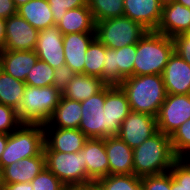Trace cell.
<instances>
[{"instance_id":"50","label":"cell","mask_w":190,"mask_h":190,"mask_svg":"<svg viewBox=\"0 0 190 190\" xmlns=\"http://www.w3.org/2000/svg\"><path fill=\"white\" fill-rule=\"evenodd\" d=\"M178 3H181L183 6L190 8V0H176Z\"/></svg>"},{"instance_id":"8","label":"cell","mask_w":190,"mask_h":190,"mask_svg":"<svg viewBox=\"0 0 190 190\" xmlns=\"http://www.w3.org/2000/svg\"><path fill=\"white\" fill-rule=\"evenodd\" d=\"M106 97V85L96 94L81 101L82 119L79 130L87 138L107 137L106 109H103Z\"/></svg>"},{"instance_id":"35","label":"cell","mask_w":190,"mask_h":190,"mask_svg":"<svg viewBox=\"0 0 190 190\" xmlns=\"http://www.w3.org/2000/svg\"><path fill=\"white\" fill-rule=\"evenodd\" d=\"M21 124L17 110L0 103V133L10 134Z\"/></svg>"},{"instance_id":"19","label":"cell","mask_w":190,"mask_h":190,"mask_svg":"<svg viewBox=\"0 0 190 190\" xmlns=\"http://www.w3.org/2000/svg\"><path fill=\"white\" fill-rule=\"evenodd\" d=\"M81 151L83 152V163H86L87 176L92 181H98L109 175L105 138H88Z\"/></svg>"},{"instance_id":"24","label":"cell","mask_w":190,"mask_h":190,"mask_svg":"<svg viewBox=\"0 0 190 190\" xmlns=\"http://www.w3.org/2000/svg\"><path fill=\"white\" fill-rule=\"evenodd\" d=\"M81 119V102L61 96L58 106L43 128L78 129Z\"/></svg>"},{"instance_id":"1","label":"cell","mask_w":190,"mask_h":190,"mask_svg":"<svg viewBox=\"0 0 190 190\" xmlns=\"http://www.w3.org/2000/svg\"><path fill=\"white\" fill-rule=\"evenodd\" d=\"M177 158L170 136L157 131L133 149L134 175L144 177L168 172Z\"/></svg>"},{"instance_id":"4","label":"cell","mask_w":190,"mask_h":190,"mask_svg":"<svg viewBox=\"0 0 190 190\" xmlns=\"http://www.w3.org/2000/svg\"><path fill=\"white\" fill-rule=\"evenodd\" d=\"M62 92L53 85L32 87L27 85L20 107L19 120L28 124H46L58 106Z\"/></svg>"},{"instance_id":"16","label":"cell","mask_w":190,"mask_h":190,"mask_svg":"<svg viewBox=\"0 0 190 190\" xmlns=\"http://www.w3.org/2000/svg\"><path fill=\"white\" fill-rule=\"evenodd\" d=\"M166 94H190V64L176 52L170 56L163 71Z\"/></svg>"},{"instance_id":"31","label":"cell","mask_w":190,"mask_h":190,"mask_svg":"<svg viewBox=\"0 0 190 190\" xmlns=\"http://www.w3.org/2000/svg\"><path fill=\"white\" fill-rule=\"evenodd\" d=\"M101 190H144L141 177L131 175H108L97 181Z\"/></svg>"},{"instance_id":"39","label":"cell","mask_w":190,"mask_h":190,"mask_svg":"<svg viewBox=\"0 0 190 190\" xmlns=\"http://www.w3.org/2000/svg\"><path fill=\"white\" fill-rule=\"evenodd\" d=\"M174 52L190 64V34L183 33L173 37Z\"/></svg>"},{"instance_id":"25","label":"cell","mask_w":190,"mask_h":190,"mask_svg":"<svg viewBox=\"0 0 190 190\" xmlns=\"http://www.w3.org/2000/svg\"><path fill=\"white\" fill-rule=\"evenodd\" d=\"M56 26L63 35L69 33L95 32L96 22L88 6L68 10Z\"/></svg>"},{"instance_id":"9","label":"cell","mask_w":190,"mask_h":190,"mask_svg":"<svg viewBox=\"0 0 190 190\" xmlns=\"http://www.w3.org/2000/svg\"><path fill=\"white\" fill-rule=\"evenodd\" d=\"M190 119V94L166 95L156 116L157 129L171 136L183 123Z\"/></svg>"},{"instance_id":"15","label":"cell","mask_w":190,"mask_h":190,"mask_svg":"<svg viewBox=\"0 0 190 190\" xmlns=\"http://www.w3.org/2000/svg\"><path fill=\"white\" fill-rule=\"evenodd\" d=\"M87 139L79 129L44 128L43 151L77 153Z\"/></svg>"},{"instance_id":"11","label":"cell","mask_w":190,"mask_h":190,"mask_svg":"<svg viewBox=\"0 0 190 190\" xmlns=\"http://www.w3.org/2000/svg\"><path fill=\"white\" fill-rule=\"evenodd\" d=\"M5 21V37L1 50H35L39 30L31 26L18 14L7 18Z\"/></svg>"},{"instance_id":"42","label":"cell","mask_w":190,"mask_h":190,"mask_svg":"<svg viewBox=\"0 0 190 190\" xmlns=\"http://www.w3.org/2000/svg\"><path fill=\"white\" fill-rule=\"evenodd\" d=\"M0 190H33L31 182L1 184Z\"/></svg>"},{"instance_id":"51","label":"cell","mask_w":190,"mask_h":190,"mask_svg":"<svg viewBox=\"0 0 190 190\" xmlns=\"http://www.w3.org/2000/svg\"><path fill=\"white\" fill-rule=\"evenodd\" d=\"M0 186H1V169H0Z\"/></svg>"},{"instance_id":"32","label":"cell","mask_w":190,"mask_h":190,"mask_svg":"<svg viewBox=\"0 0 190 190\" xmlns=\"http://www.w3.org/2000/svg\"><path fill=\"white\" fill-rule=\"evenodd\" d=\"M55 69L46 62L38 59L28 73L25 83L32 87H46L53 85Z\"/></svg>"},{"instance_id":"20","label":"cell","mask_w":190,"mask_h":190,"mask_svg":"<svg viewBox=\"0 0 190 190\" xmlns=\"http://www.w3.org/2000/svg\"><path fill=\"white\" fill-rule=\"evenodd\" d=\"M105 150L108 157L109 175L134 174L133 149L118 136L105 138Z\"/></svg>"},{"instance_id":"5","label":"cell","mask_w":190,"mask_h":190,"mask_svg":"<svg viewBox=\"0 0 190 190\" xmlns=\"http://www.w3.org/2000/svg\"><path fill=\"white\" fill-rule=\"evenodd\" d=\"M44 148L42 124L22 123L8 134L7 145L0 157V169L23 158L38 156Z\"/></svg>"},{"instance_id":"46","label":"cell","mask_w":190,"mask_h":190,"mask_svg":"<svg viewBox=\"0 0 190 190\" xmlns=\"http://www.w3.org/2000/svg\"><path fill=\"white\" fill-rule=\"evenodd\" d=\"M190 171V153L177 158Z\"/></svg>"},{"instance_id":"33","label":"cell","mask_w":190,"mask_h":190,"mask_svg":"<svg viewBox=\"0 0 190 190\" xmlns=\"http://www.w3.org/2000/svg\"><path fill=\"white\" fill-rule=\"evenodd\" d=\"M170 140L177 157L190 153V119L170 136Z\"/></svg>"},{"instance_id":"47","label":"cell","mask_w":190,"mask_h":190,"mask_svg":"<svg viewBox=\"0 0 190 190\" xmlns=\"http://www.w3.org/2000/svg\"><path fill=\"white\" fill-rule=\"evenodd\" d=\"M171 190H190V189H188L187 187H183L171 175Z\"/></svg>"},{"instance_id":"34","label":"cell","mask_w":190,"mask_h":190,"mask_svg":"<svg viewBox=\"0 0 190 190\" xmlns=\"http://www.w3.org/2000/svg\"><path fill=\"white\" fill-rule=\"evenodd\" d=\"M33 190H64L65 185L46 167L31 181Z\"/></svg>"},{"instance_id":"2","label":"cell","mask_w":190,"mask_h":190,"mask_svg":"<svg viewBox=\"0 0 190 190\" xmlns=\"http://www.w3.org/2000/svg\"><path fill=\"white\" fill-rule=\"evenodd\" d=\"M119 86L127 95L131 111L154 117L167 95L162 75L130 76Z\"/></svg>"},{"instance_id":"18","label":"cell","mask_w":190,"mask_h":190,"mask_svg":"<svg viewBox=\"0 0 190 190\" xmlns=\"http://www.w3.org/2000/svg\"><path fill=\"white\" fill-rule=\"evenodd\" d=\"M148 31H156L162 17L158 0H124V14Z\"/></svg>"},{"instance_id":"48","label":"cell","mask_w":190,"mask_h":190,"mask_svg":"<svg viewBox=\"0 0 190 190\" xmlns=\"http://www.w3.org/2000/svg\"><path fill=\"white\" fill-rule=\"evenodd\" d=\"M29 1L30 0H13L14 5H15L16 8L20 7L21 5L26 4Z\"/></svg>"},{"instance_id":"40","label":"cell","mask_w":190,"mask_h":190,"mask_svg":"<svg viewBox=\"0 0 190 190\" xmlns=\"http://www.w3.org/2000/svg\"><path fill=\"white\" fill-rule=\"evenodd\" d=\"M169 171L178 183L190 189V171L178 159L173 163Z\"/></svg>"},{"instance_id":"49","label":"cell","mask_w":190,"mask_h":190,"mask_svg":"<svg viewBox=\"0 0 190 190\" xmlns=\"http://www.w3.org/2000/svg\"><path fill=\"white\" fill-rule=\"evenodd\" d=\"M159 4L164 7L166 5L172 4L173 2H175L176 0H158Z\"/></svg>"},{"instance_id":"41","label":"cell","mask_w":190,"mask_h":190,"mask_svg":"<svg viewBox=\"0 0 190 190\" xmlns=\"http://www.w3.org/2000/svg\"><path fill=\"white\" fill-rule=\"evenodd\" d=\"M16 14L17 8L13 0H0V19L6 20Z\"/></svg>"},{"instance_id":"23","label":"cell","mask_w":190,"mask_h":190,"mask_svg":"<svg viewBox=\"0 0 190 190\" xmlns=\"http://www.w3.org/2000/svg\"><path fill=\"white\" fill-rule=\"evenodd\" d=\"M37 61L34 50L0 51V69L23 82Z\"/></svg>"},{"instance_id":"36","label":"cell","mask_w":190,"mask_h":190,"mask_svg":"<svg viewBox=\"0 0 190 190\" xmlns=\"http://www.w3.org/2000/svg\"><path fill=\"white\" fill-rule=\"evenodd\" d=\"M50 5L55 25L61 21L62 16L68 10L75 9L82 6H88L87 0H47Z\"/></svg>"},{"instance_id":"43","label":"cell","mask_w":190,"mask_h":190,"mask_svg":"<svg viewBox=\"0 0 190 190\" xmlns=\"http://www.w3.org/2000/svg\"><path fill=\"white\" fill-rule=\"evenodd\" d=\"M64 190H97V181H91L84 184L66 185Z\"/></svg>"},{"instance_id":"17","label":"cell","mask_w":190,"mask_h":190,"mask_svg":"<svg viewBox=\"0 0 190 190\" xmlns=\"http://www.w3.org/2000/svg\"><path fill=\"white\" fill-rule=\"evenodd\" d=\"M95 38V32L63 35L65 64L76 74H84L86 51Z\"/></svg>"},{"instance_id":"45","label":"cell","mask_w":190,"mask_h":190,"mask_svg":"<svg viewBox=\"0 0 190 190\" xmlns=\"http://www.w3.org/2000/svg\"><path fill=\"white\" fill-rule=\"evenodd\" d=\"M5 21L3 19H0V51L4 44V37H5Z\"/></svg>"},{"instance_id":"14","label":"cell","mask_w":190,"mask_h":190,"mask_svg":"<svg viewBox=\"0 0 190 190\" xmlns=\"http://www.w3.org/2000/svg\"><path fill=\"white\" fill-rule=\"evenodd\" d=\"M38 59L56 69L65 64L63 34L56 25L39 30L35 47Z\"/></svg>"},{"instance_id":"22","label":"cell","mask_w":190,"mask_h":190,"mask_svg":"<svg viewBox=\"0 0 190 190\" xmlns=\"http://www.w3.org/2000/svg\"><path fill=\"white\" fill-rule=\"evenodd\" d=\"M156 32L173 38L190 32V8L177 1L162 7V17Z\"/></svg>"},{"instance_id":"30","label":"cell","mask_w":190,"mask_h":190,"mask_svg":"<svg viewBox=\"0 0 190 190\" xmlns=\"http://www.w3.org/2000/svg\"><path fill=\"white\" fill-rule=\"evenodd\" d=\"M95 22L124 14V0H87Z\"/></svg>"},{"instance_id":"10","label":"cell","mask_w":190,"mask_h":190,"mask_svg":"<svg viewBox=\"0 0 190 190\" xmlns=\"http://www.w3.org/2000/svg\"><path fill=\"white\" fill-rule=\"evenodd\" d=\"M136 44L119 49L106 47L102 80L108 85H119L125 78L133 76Z\"/></svg>"},{"instance_id":"21","label":"cell","mask_w":190,"mask_h":190,"mask_svg":"<svg viewBox=\"0 0 190 190\" xmlns=\"http://www.w3.org/2000/svg\"><path fill=\"white\" fill-rule=\"evenodd\" d=\"M45 167L43 151L38 156L23 158L1 170V184L31 182Z\"/></svg>"},{"instance_id":"3","label":"cell","mask_w":190,"mask_h":190,"mask_svg":"<svg viewBox=\"0 0 190 190\" xmlns=\"http://www.w3.org/2000/svg\"><path fill=\"white\" fill-rule=\"evenodd\" d=\"M173 52V38L147 31L136 44L133 76L162 75Z\"/></svg>"},{"instance_id":"29","label":"cell","mask_w":190,"mask_h":190,"mask_svg":"<svg viewBox=\"0 0 190 190\" xmlns=\"http://www.w3.org/2000/svg\"><path fill=\"white\" fill-rule=\"evenodd\" d=\"M106 46L95 38L89 45L84 63V74L102 79Z\"/></svg>"},{"instance_id":"37","label":"cell","mask_w":190,"mask_h":190,"mask_svg":"<svg viewBox=\"0 0 190 190\" xmlns=\"http://www.w3.org/2000/svg\"><path fill=\"white\" fill-rule=\"evenodd\" d=\"M144 190H171L170 171L141 177Z\"/></svg>"},{"instance_id":"7","label":"cell","mask_w":190,"mask_h":190,"mask_svg":"<svg viewBox=\"0 0 190 190\" xmlns=\"http://www.w3.org/2000/svg\"><path fill=\"white\" fill-rule=\"evenodd\" d=\"M46 168L51 171L65 186L84 184L92 180L87 176L86 163H83V152L65 153L43 151Z\"/></svg>"},{"instance_id":"26","label":"cell","mask_w":190,"mask_h":190,"mask_svg":"<svg viewBox=\"0 0 190 190\" xmlns=\"http://www.w3.org/2000/svg\"><path fill=\"white\" fill-rule=\"evenodd\" d=\"M105 85L106 83L101 78L76 74L62 91V96L81 102L98 93Z\"/></svg>"},{"instance_id":"38","label":"cell","mask_w":190,"mask_h":190,"mask_svg":"<svg viewBox=\"0 0 190 190\" xmlns=\"http://www.w3.org/2000/svg\"><path fill=\"white\" fill-rule=\"evenodd\" d=\"M76 73L66 64L55 69L53 86L61 92L66 88L68 83L74 78Z\"/></svg>"},{"instance_id":"44","label":"cell","mask_w":190,"mask_h":190,"mask_svg":"<svg viewBox=\"0 0 190 190\" xmlns=\"http://www.w3.org/2000/svg\"><path fill=\"white\" fill-rule=\"evenodd\" d=\"M7 139H8V134L0 133V157H1L4 149L6 148Z\"/></svg>"},{"instance_id":"28","label":"cell","mask_w":190,"mask_h":190,"mask_svg":"<svg viewBox=\"0 0 190 190\" xmlns=\"http://www.w3.org/2000/svg\"><path fill=\"white\" fill-rule=\"evenodd\" d=\"M26 83L0 69V103L15 110L21 105Z\"/></svg>"},{"instance_id":"6","label":"cell","mask_w":190,"mask_h":190,"mask_svg":"<svg viewBox=\"0 0 190 190\" xmlns=\"http://www.w3.org/2000/svg\"><path fill=\"white\" fill-rule=\"evenodd\" d=\"M148 30L140 23L121 16L96 22V38L107 48L119 49L137 44Z\"/></svg>"},{"instance_id":"27","label":"cell","mask_w":190,"mask_h":190,"mask_svg":"<svg viewBox=\"0 0 190 190\" xmlns=\"http://www.w3.org/2000/svg\"><path fill=\"white\" fill-rule=\"evenodd\" d=\"M17 14L37 30H44L55 25L47 0H30L17 8Z\"/></svg>"},{"instance_id":"12","label":"cell","mask_w":190,"mask_h":190,"mask_svg":"<svg viewBox=\"0 0 190 190\" xmlns=\"http://www.w3.org/2000/svg\"><path fill=\"white\" fill-rule=\"evenodd\" d=\"M157 131L156 117L131 111L121 123L118 137L134 149Z\"/></svg>"},{"instance_id":"13","label":"cell","mask_w":190,"mask_h":190,"mask_svg":"<svg viewBox=\"0 0 190 190\" xmlns=\"http://www.w3.org/2000/svg\"><path fill=\"white\" fill-rule=\"evenodd\" d=\"M103 109H106L107 137L118 136L121 123L131 112L127 95L119 85L106 84Z\"/></svg>"}]
</instances>
